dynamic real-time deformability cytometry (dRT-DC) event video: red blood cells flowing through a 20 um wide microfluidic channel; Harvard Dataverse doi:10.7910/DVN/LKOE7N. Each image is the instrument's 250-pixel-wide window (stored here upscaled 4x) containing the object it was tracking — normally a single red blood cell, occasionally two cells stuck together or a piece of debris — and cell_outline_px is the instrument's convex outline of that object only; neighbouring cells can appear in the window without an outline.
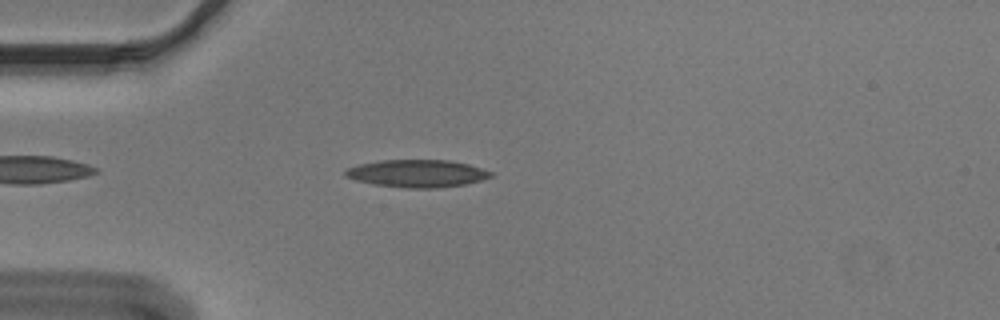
{"species": "Egyptian fruit bat (a non-hibernating species)", "species_latin": "Rousettus aegyptiacus", "temperature_condition": "cold", "stored_images_in_passage": 39, "camera_frame_rate_fps": 3000, "um_per_image_px": 0.085, "animal": {"sex": "male"}, "frame": {"image": 1, "passage_image": 6, "time_ms": 1.667, "image_size_px": [1000, 320], "cell_outline_px": [[492, 176], [480, 180], [464, 184], [440, 188], [404, 188], [372, 184], [356, 180], [344, 176], [344, 172], [348, 168], [360, 164], [380, 160], [448, 160], [468, 164], [492, 172]], "centroid_in_image_um": [35.42, 14.75], "position_along_channel_um": 49.6, "area_um2": 23.24}}
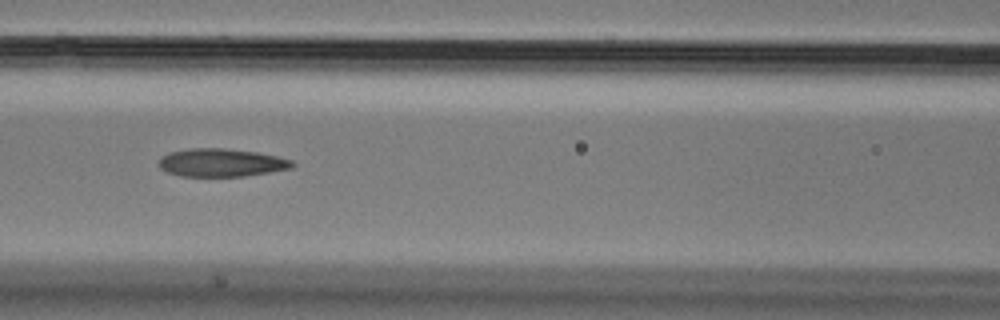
{"frame": {"image": 2, "passage_image": 15, "time_ms": 4.667, "image_size_px": [1000, 320], "cell_outline_px": [[296, 164], [292, 168], [244, 176], [180, 176], [168, 172], [160, 168], [156, 164], [160, 156], [168, 152], [188, 148], [224, 148], [256, 152], [276, 156], [292, 160]], "centroid_in_image_um": [18.75, 13.82], "position_along_channel_um": 147.8, "area_um2": 21.96}}
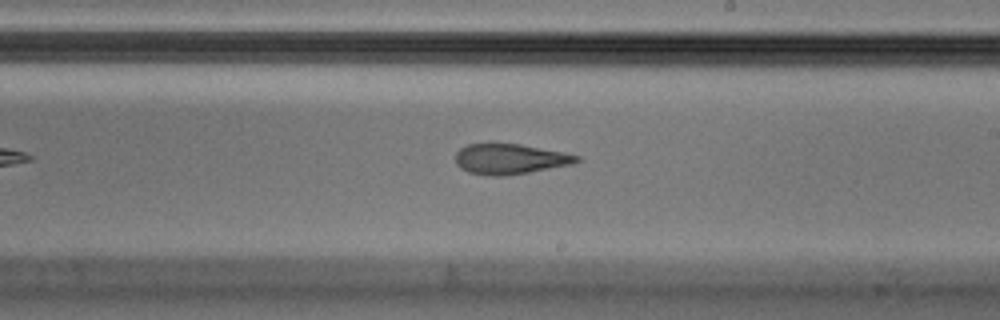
{"frame": {"image": 3, "passage_image": 23, "time_ms": 7.333, "image_size_px": [1000, 320], "cell_outline_px": [[580, 160], [572, 164], [528, 172], [504, 176], [488, 176], [468, 172], [460, 168], [456, 164], [456, 152], [460, 148], [468, 144], [492, 140], [520, 144], [564, 152], [580, 156]], "centroid_in_image_um": [43.28, 13.47], "position_along_channel_um": 245.7, "area_um2": 22.08}, "authors_computed_cell_mechanics": {"area_um2": 22.542, "velocity_mm_per_s": 3.6809, "shape_relaxation_time_tau1_ms": null, "shape_relaxation_time_tau2_ms": 3.5232, "deformation_change_tau1": null, "deformation_change_tau2": 0.1437}}